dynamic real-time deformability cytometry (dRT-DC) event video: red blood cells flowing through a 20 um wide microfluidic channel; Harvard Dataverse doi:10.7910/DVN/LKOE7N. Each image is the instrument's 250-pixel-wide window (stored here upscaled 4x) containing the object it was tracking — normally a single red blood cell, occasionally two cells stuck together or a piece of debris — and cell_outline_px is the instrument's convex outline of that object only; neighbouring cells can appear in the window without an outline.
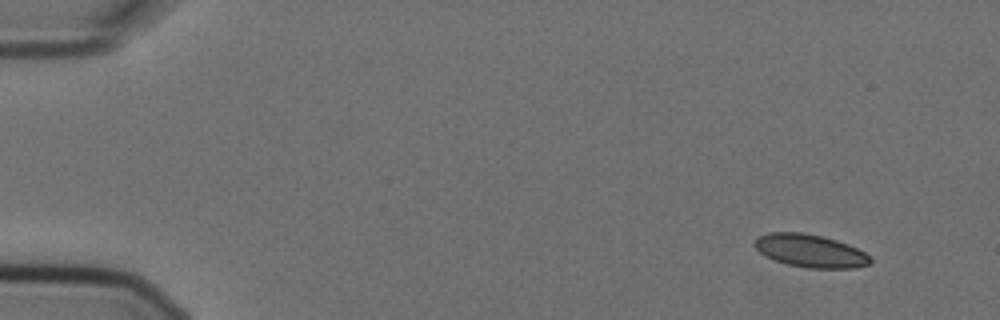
{"species": "Egyptian fruit bat (a non-hibernating species)", "species_latin": "Rousettus aegyptiacus", "temperature_condition": "cold", "stored_images_in_passage": 9, "camera_frame_rate_fps": 3000, "um_per_image_px": 0.085, "animal": {"sex": "female"}, "frame": {"image": 1, "passage_image": 1, "time_ms": 0.0, "image_size_px": [1000, 320], "cell_outline_px": [[872, 260], [868, 264], [856, 268], [808, 268], [788, 264], [764, 256], [752, 244], [752, 240], [756, 236], [768, 232], [804, 232], [824, 236], [848, 244], [864, 252]], "centroid_in_image_um": [68.81, 21.3], "position_along_channel_um": 16.2, "area_um2": 22.37}}
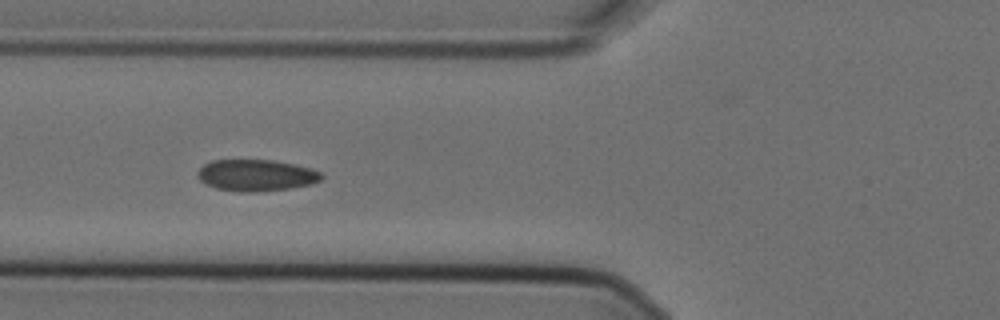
{"frame": {"image": 2, "passage_image": 6, "time_ms": 1.667, "image_size_px": [1000, 320], "cell_outline_px": [[324, 176], [320, 180], [312, 184], [292, 188], [260, 192], [244, 192], [216, 188], [204, 184], [196, 176], [196, 172], [204, 164], [212, 160], [272, 160], [292, 164], [308, 168], [320, 172]], "centroid_in_image_um": [21.74, 14.91], "position_along_channel_um": 104.1, "area_um2": 22.83}}
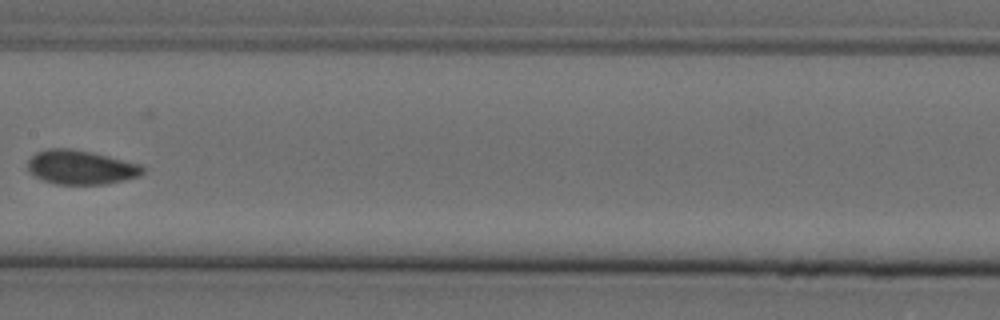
{"frame": {"image": 3, "passage_image": 8, "time_ms": 2.333, "image_size_px": [1000, 320], "cell_outline_px": [[144, 172], [140, 176], [108, 184], [56, 184], [44, 180], [28, 172], [28, 160], [36, 152], [48, 148], [68, 148], [92, 152], [140, 164], [144, 168]], "centroid_in_image_um": [6.87, 14.22], "position_along_channel_um": 200.5, "area_um2": 22.89}}